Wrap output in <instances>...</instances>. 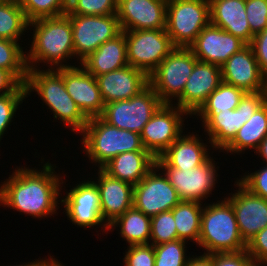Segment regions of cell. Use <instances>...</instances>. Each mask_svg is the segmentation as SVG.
Instances as JSON below:
<instances>
[{
	"label": "cell",
	"instance_id": "6da1fadb",
	"mask_svg": "<svg viewBox=\"0 0 267 266\" xmlns=\"http://www.w3.org/2000/svg\"><path fill=\"white\" fill-rule=\"evenodd\" d=\"M53 164L47 162L43 170L17 167L0 186V206L10 207L33 218H43L56 213L61 192L60 175ZM58 207V208H57Z\"/></svg>",
	"mask_w": 267,
	"mask_h": 266
},
{
	"label": "cell",
	"instance_id": "7a4b0ae2",
	"mask_svg": "<svg viewBox=\"0 0 267 266\" xmlns=\"http://www.w3.org/2000/svg\"><path fill=\"white\" fill-rule=\"evenodd\" d=\"M28 26L34 27L31 49L26 54L28 69H36L37 63L43 62L50 64V69L53 66L72 67L63 64L69 58L75 57L72 25L66 14L35 19L30 21Z\"/></svg>",
	"mask_w": 267,
	"mask_h": 266
},
{
	"label": "cell",
	"instance_id": "3957f363",
	"mask_svg": "<svg viewBox=\"0 0 267 266\" xmlns=\"http://www.w3.org/2000/svg\"><path fill=\"white\" fill-rule=\"evenodd\" d=\"M24 85L26 94L30 95L35 90L43 103L52 110L53 117L62 121L64 126L71 127L76 133H81L85 129L88 118L66 90L63 67L48 70L28 69Z\"/></svg>",
	"mask_w": 267,
	"mask_h": 266
},
{
	"label": "cell",
	"instance_id": "277c9868",
	"mask_svg": "<svg viewBox=\"0 0 267 266\" xmlns=\"http://www.w3.org/2000/svg\"><path fill=\"white\" fill-rule=\"evenodd\" d=\"M198 245L206 250V255L246 249L247 243L240 234L234 209L226 198L204 206Z\"/></svg>",
	"mask_w": 267,
	"mask_h": 266
},
{
	"label": "cell",
	"instance_id": "5b68a950",
	"mask_svg": "<svg viewBox=\"0 0 267 266\" xmlns=\"http://www.w3.org/2000/svg\"><path fill=\"white\" fill-rule=\"evenodd\" d=\"M83 136V151L89 160L101 169L118 154L130 151H147L137 132L119 129L108 124L100 116L88 119Z\"/></svg>",
	"mask_w": 267,
	"mask_h": 266
},
{
	"label": "cell",
	"instance_id": "8992f818",
	"mask_svg": "<svg viewBox=\"0 0 267 266\" xmlns=\"http://www.w3.org/2000/svg\"><path fill=\"white\" fill-rule=\"evenodd\" d=\"M209 23V0H167L166 31L175 47L189 48Z\"/></svg>",
	"mask_w": 267,
	"mask_h": 266
},
{
	"label": "cell",
	"instance_id": "52a82bcc",
	"mask_svg": "<svg viewBox=\"0 0 267 266\" xmlns=\"http://www.w3.org/2000/svg\"><path fill=\"white\" fill-rule=\"evenodd\" d=\"M197 60L190 48L176 47L149 75V85L163 104L182 95Z\"/></svg>",
	"mask_w": 267,
	"mask_h": 266
},
{
	"label": "cell",
	"instance_id": "ba28073f",
	"mask_svg": "<svg viewBox=\"0 0 267 266\" xmlns=\"http://www.w3.org/2000/svg\"><path fill=\"white\" fill-rule=\"evenodd\" d=\"M127 61L148 76L176 48L166 29L123 31Z\"/></svg>",
	"mask_w": 267,
	"mask_h": 266
},
{
	"label": "cell",
	"instance_id": "9c48e42d",
	"mask_svg": "<svg viewBox=\"0 0 267 266\" xmlns=\"http://www.w3.org/2000/svg\"><path fill=\"white\" fill-rule=\"evenodd\" d=\"M162 104L153 88L148 85L130 99L106 103L100 117L114 127L140 134Z\"/></svg>",
	"mask_w": 267,
	"mask_h": 266
},
{
	"label": "cell",
	"instance_id": "30bf717a",
	"mask_svg": "<svg viewBox=\"0 0 267 266\" xmlns=\"http://www.w3.org/2000/svg\"><path fill=\"white\" fill-rule=\"evenodd\" d=\"M66 15L72 25L74 55L78 57L80 63L100 45L114 39L122 32L117 14Z\"/></svg>",
	"mask_w": 267,
	"mask_h": 266
},
{
	"label": "cell",
	"instance_id": "8fae6325",
	"mask_svg": "<svg viewBox=\"0 0 267 266\" xmlns=\"http://www.w3.org/2000/svg\"><path fill=\"white\" fill-rule=\"evenodd\" d=\"M267 101V91L246 92L234 110L216 114L203 128L209 143L215 149L223 150L236 136L237 131Z\"/></svg>",
	"mask_w": 267,
	"mask_h": 266
},
{
	"label": "cell",
	"instance_id": "7c38bea8",
	"mask_svg": "<svg viewBox=\"0 0 267 266\" xmlns=\"http://www.w3.org/2000/svg\"><path fill=\"white\" fill-rule=\"evenodd\" d=\"M213 160L210 157L204 164L193 169H178L168 166L160 157H157L156 166L168 177L181 200L202 203L217 182L218 174Z\"/></svg>",
	"mask_w": 267,
	"mask_h": 266
},
{
	"label": "cell",
	"instance_id": "4fadbf2b",
	"mask_svg": "<svg viewBox=\"0 0 267 266\" xmlns=\"http://www.w3.org/2000/svg\"><path fill=\"white\" fill-rule=\"evenodd\" d=\"M185 110L162 104L140 133L144 148L155 158L161 156L183 133Z\"/></svg>",
	"mask_w": 267,
	"mask_h": 266
},
{
	"label": "cell",
	"instance_id": "5bb4252c",
	"mask_svg": "<svg viewBox=\"0 0 267 266\" xmlns=\"http://www.w3.org/2000/svg\"><path fill=\"white\" fill-rule=\"evenodd\" d=\"M156 171L160 169L155 165L133 188V206L149 217L170 211L181 201L168 177Z\"/></svg>",
	"mask_w": 267,
	"mask_h": 266
},
{
	"label": "cell",
	"instance_id": "9a60e30c",
	"mask_svg": "<svg viewBox=\"0 0 267 266\" xmlns=\"http://www.w3.org/2000/svg\"><path fill=\"white\" fill-rule=\"evenodd\" d=\"M66 194L60 203L72 224L86 228L100 225L104 231H109L102 218L99 191L94 181H82Z\"/></svg>",
	"mask_w": 267,
	"mask_h": 266
},
{
	"label": "cell",
	"instance_id": "2e32d148",
	"mask_svg": "<svg viewBox=\"0 0 267 266\" xmlns=\"http://www.w3.org/2000/svg\"><path fill=\"white\" fill-rule=\"evenodd\" d=\"M167 0H118L121 31L166 29Z\"/></svg>",
	"mask_w": 267,
	"mask_h": 266
},
{
	"label": "cell",
	"instance_id": "e0dca14e",
	"mask_svg": "<svg viewBox=\"0 0 267 266\" xmlns=\"http://www.w3.org/2000/svg\"><path fill=\"white\" fill-rule=\"evenodd\" d=\"M221 74L222 82L245 92L267 91V77L261 72L250 44L221 65Z\"/></svg>",
	"mask_w": 267,
	"mask_h": 266
},
{
	"label": "cell",
	"instance_id": "ac0fdd59",
	"mask_svg": "<svg viewBox=\"0 0 267 266\" xmlns=\"http://www.w3.org/2000/svg\"><path fill=\"white\" fill-rule=\"evenodd\" d=\"M237 192L226 197L231 203L243 240L248 243L258 232L267 227V200L251 193L238 180Z\"/></svg>",
	"mask_w": 267,
	"mask_h": 266
},
{
	"label": "cell",
	"instance_id": "d6986e66",
	"mask_svg": "<svg viewBox=\"0 0 267 266\" xmlns=\"http://www.w3.org/2000/svg\"><path fill=\"white\" fill-rule=\"evenodd\" d=\"M221 83V66L197 60L174 105L192 116Z\"/></svg>",
	"mask_w": 267,
	"mask_h": 266
},
{
	"label": "cell",
	"instance_id": "ffe728a7",
	"mask_svg": "<svg viewBox=\"0 0 267 266\" xmlns=\"http://www.w3.org/2000/svg\"><path fill=\"white\" fill-rule=\"evenodd\" d=\"M63 79L68 94L89 119L102 115L105 103L95 76L83 67H63Z\"/></svg>",
	"mask_w": 267,
	"mask_h": 266
},
{
	"label": "cell",
	"instance_id": "44dd1931",
	"mask_svg": "<svg viewBox=\"0 0 267 266\" xmlns=\"http://www.w3.org/2000/svg\"><path fill=\"white\" fill-rule=\"evenodd\" d=\"M246 45L238 37L209 23L189 48L199 61L221 66Z\"/></svg>",
	"mask_w": 267,
	"mask_h": 266
},
{
	"label": "cell",
	"instance_id": "7402d4cb",
	"mask_svg": "<svg viewBox=\"0 0 267 266\" xmlns=\"http://www.w3.org/2000/svg\"><path fill=\"white\" fill-rule=\"evenodd\" d=\"M104 103L127 100L149 85V76L128 65L96 77Z\"/></svg>",
	"mask_w": 267,
	"mask_h": 266
},
{
	"label": "cell",
	"instance_id": "603a6c76",
	"mask_svg": "<svg viewBox=\"0 0 267 266\" xmlns=\"http://www.w3.org/2000/svg\"><path fill=\"white\" fill-rule=\"evenodd\" d=\"M98 178L94 182L99 191L101 214L109 225L133 206L134 186L109 176L102 169H98Z\"/></svg>",
	"mask_w": 267,
	"mask_h": 266
},
{
	"label": "cell",
	"instance_id": "cb8c5ba5",
	"mask_svg": "<svg viewBox=\"0 0 267 266\" xmlns=\"http://www.w3.org/2000/svg\"><path fill=\"white\" fill-rule=\"evenodd\" d=\"M209 3L211 24L251 44L254 35L246 17L245 0H209Z\"/></svg>",
	"mask_w": 267,
	"mask_h": 266
},
{
	"label": "cell",
	"instance_id": "d4e9b609",
	"mask_svg": "<svg viewBox=\"0 0 267 266\" xmlns=\"http://www.w3.org/2000/svg\"><path fill=\"white\" fill-rule=\"evenodd\" d=\"M156 165V158L148 151H130L118 154L101 169L109 176L138 184Z\"/></svg>",
	"mask_w": 267,
	"mask_h": 266
},
{
	"label": "cell",
	"instance_id": "484cf974",
	"mask_svg": "<svg viewBox=\"0 0 267 266\" xmlns=\"http://www.w3.org/2000/svg\"><path fill=\"white\" fill-rule=\"evenodd\" d=\"M80 65L95 77L128 66L124 32L100 45Z\"/></svg>",
	"mask_w": 267,
	"mask_h": 266
},
{
	"label": "cell",
	"instance_id": "4316f807",
	"mask_svg": "<svg viewBox=\"0 0 267 266\" xmlns=\"http://www.w3.org/2000/svg\"><path fill=\"white\" fill-rule=\"evenodd\" d=\"M194 134H182L159 156L168 166L178 169H193L204 164L209 158L206 144Z\"/></svg>",
	"mask_w": 267,
	"mask_h": 266
},
{
	"label": "cell",
	"instance_id": "83f0119b",
	"mask_svg": "<svg viewBox=\"0 0 267 266\" xmlns=\"http://www.w3.org/2000/svg\"><path fill=\"white\" fill-rule=\"evenodd\" d=\"M267 136V101L259 107L252 117L237 131L234 139L222 150L241 153L245 149L256 150Z\"/></svg>",
	"mask_w": 267,
	"mask_h": 266
},
{
	"label": "cell",
	"instance_id": "f1b7e54d",
	"mask_svg": "<svg viewBox=\"0 0 267 266\" xmlns=\"http://www.w3.org/2000/svg\"><path fill=\"white\" fill-rule=\"evenodd\" d=\"M245 93L240 88L222 82L193 115L200 116L204 127L221 111L236 109Z\"/></svg>",
	"mask_w": 267,
	"mask_h": 266
},
{
	"label": "cell",
	"instance_id": "f546056e",
	"mask_svg": "<svg viewBox=\"0 0 267 266\" xmlns=\"http://www.w3.org/2000/svg\"><path fill=\"white\" fill-rule=\"evenodd\" d=\"M151 217L136 209L129 208L123 215L108 225V229L119 226L121 237L130 245L150 244Z\"/></svg>",
	"mask_w": 267,
	"mask_h": 266
},
{
	"label": "cell",
	"instance_id": "4dcf8cb0",
	"mask_svg": "<svg viewBox=\"0 0 267 266\" xmlns=\"http://www.w3.org/2000/svg\"><path fill=\"white\" fill-rule=\"evenodd\" d=\"M199 202L181 200L171 211L179 240H192L198 244L203 206Z\"/></svg>",
	"mask_w": 267,
	"mask_h": 266
},
{
	"label": "cell",
	"instance_id": "1f68e13d",
	"mask_svg": "<svg viewBox=\"0 0 267 266\" xmlns=\"http://www.w3.org/2000/svg\"><path fill=\"white\" fill-rule=\"evenodd\" d=\"M28 24L20 4L0 1V39L18 42L23 32L30 29Z\"/></svg>",
	"mask_w": 267,
	"mask_h": 266
},
{
	"label": "cell",
	"instance_id": "d6a6232c",
	"mask_svg": "<svg viewBox=\"0 0 267 266\" xmlns=\"http://www.w3.org/2000/svg\"><path fill=\"white\" fill-rule=\"evenodd\" d=\"M26 53L20 44L13 40L0 39V68L10 71L22 84H25L28 68Z\"/></svg>",
	"mask_w": 267,
	"mask_h": 266
},
{
	"label": "cell",
	"instance_id": "836d02e7",
	"mask_svg": "<svg viewBox=\"0 0 267 266\" xmlns=\"http://www.w3.org/2000/svg\"><path fill=\"white\" fill-rule=\"evenodd\" d=\"M68 5L69 0H21L20 3L29 22L39 18L64 15Z\"/></svg>",
	"mask_w": 267,
	"mask_h": 266
},
{
	"label": "cell",
	"instance_id": "e575fe53",
	"mask_svg": "<svg viewBox=\"0 0 267 266\" xmlns=\"http://www.w3.org/2000/svg\"><path fill=\"white\" fill-rule=\"evenodd\" d=\"M186 241L175 240L154 245V266H186L189 258L185 255ZM188 258V259H187Z\"/></svg>",
	"mask_w": 267,
	"mask_h": 266
},
{
	"label": "cell",
	"instance_id": "d590c367",
	"mask_svg": "<svg viewBox=\"0 0 267 266\" xmlns=\"http://www.w3.org/2000/svg\"><path fill=\"white\" fill-rule=\"evenodd\" d=\"M175 240H178V234L171 210L151 217L150 244L158 245Z\"/></svg>",
	"mask_w": 267,
	"mask_h": 266
},
{
	"label": "cell",
	"instance_id": "8d00e7d4",
	"mask_svg": "<svg viewBox=\"0 0 267 266\" xmlns=\"http://www.w3.org/2000/svg\"><path fill=\"white\" fill-rule=\"evenodd\" d=\"M118 0H69L65 14L75 15H111L117 14Z\"/></svg>",
	"mask_w": 267,
	"mask_h": 266
},
{
	"label": "cell",
	"instance_id": "74e56055",
	"mask_svg": "<svg viewBox=\"0 0 267 266\" xmlns=\"http://www.w3.org/2000/svg\"><path fill=\"white\" fill-rule=\"evenodd\" d=\"M25 97L28 98L24 84H21L12 93L0 96V141L8 126L11 124L18 106L21 105Z\"/></svg>",
	"mask_w": 267,
	"mask_h": 266
},
{
	"label": "cell",
	"instance_id": "f35d334b",
	"mask_svg": "<svg viewBox=\"0 0 267 266\" xmlns=\"http://www.w3.org/2000/svg\"><path fill=\"white\" fill-rule=\"evenodd\" d=\"M251 33L256 35L267 27V0H245Z\"/></svg>",
	"mask_w": 267,
	"mask_h": 266
},
{
	"label": "cell",
	"instance_id": "ab89813d",
	"mask_svg": "<svg viewBox=\"0 0 267 266\" xmlns=\"http://www.w3.org/2000/svg\"><path fill=\"white\" fill-rule=\"evenodd\" d=\"M123 258L124 266H154L155 250L152 244L130 245Z\"/></svg>",
	"mask_w": 267,
	"mask_h": 266
},
{
	"label": "cell",
	"instance_id": "60d3db41",
	"mask_svg": "<svg viewBox=\"0 0 267 266\" xmlns=\"http://www.w3.org/2000/svg\"><path fill=\"white\" fill-rule=\"evenodd\" d=\"M238 181L251 193L267 200V164L258 171L244 175Z\"/></svg>",
	"mask_w": 267,
	"mask_h": 266
},
{
	"label": "cell",
	"instance_id": "b9f144b4",
	"mask_svg": "<svg viewBox=\"0 0 267 266\" xmlns=\"http://www.w3.org/2000/svg\"><path fill=\"white\" fill-rule=\"evenodd\" d=\"M246 251L257 266L267 264V227L258 232L246 245Z\"/></svg>",
	"mask_w": 267,
	"mask_h": 266
},
{
	"label": "cell",
	"instance_id": "7bdbcfd3",
	"mask_svg": "<svg viewBox=\"0 0 267 266\" xmlns=\"http://www.w3.org/2000/svg\"><path fill=\"white\" fill-rule=\"evenodd\" d=\"M213 266H257L245 250L240 252L213 253Z\"/></svg>",
	"mask_w": 267,
	"mask_h": 266
},
{
	"label": "cell",
	"instance_id": "ee69618b",
	"mask_svg": "<svg viewBox=\"0 0 267 266\" xmlns=\"http://www.w3.org/2000/svg\"><path fill=\"white\" fill-rule=\"evenodd\" d=\"M251 47L261 72L267 77V27L253 36Z\"/></svg>",
	"mask_w": 267,
	"mask_h": 266
},
{
	"label": "cell",
	"instance_id": "f6af8a7d",
	"mask_svg": "<svg viewBox=\"0 0 267 266\" xmlns=\"http://www.w3.org/2000/svg\"><path fill=\"white\" fill-rule=\"evenodd\" d=\"M21 84L10 71L0 68V96L14 92Z\"/></svg>",
	"mask_w": 267,
	"mask_h": 266
},
{
	"label": "cell",
	"instance_id": "bcb514c9",
	"mask_svg": "<svg viewBox=\"0 0 267 266\" xmlns=\"http://www.w3.org/2000/svg\"><path fill=\"white\" fill-rule=\"evenodd\" d=\"M193 257V258H192ZM186 266H213V254H202L200 256H192Z\"/></svg>",
	"mask_w": 267,
	"mask_h": 266
},
{
	"label": "cell",
	"instance_id": "7dc6e473",
	"mask_svg": "<svg viewBox=\"0 0 267 266\" xmlns=\"http://www.w3.org/2000/svg\"><path fill=\"white\" fill-rule=\"evenodd\" d=\"M50 258V260L49 259H40V260H35V261H33V262H28V264L27 263H23L22 265H18V266H51L57 259H54L52 256H50L49 257ZM11 266V265H10ZM17 266V265H16Z\"/></svg>",
	"mask_w": 267,
	"mask_h": 266
},
{
	"label": "cell",
	"instance_id": "c3c4849f",
	"mask_svg": "<svg viewBox=\"0 0 267 266\" xmlns=\"http://www.w3.org/2000/svg\"><path fill=\"white\" fill-rule=\"evenodd\" d=\"M254 153L260 155L261 159H263V163L265 161V164H267V136L262 140Z\"/></svg>",
	"mask_w": 267,
	"mask_h": 266
},
{
	"label": "cell",
	"instance_id": "681fc988",
	"mask_svg": "<svg viewBox=\"0 0 267 266\" xmlns=\"http://www.w3.org/2000/svg\"><path fill=\"white\" fill-rule=\"evenodd\" d=\"M2 2H12V3H18L20 4L21 3V0H0Z\"/></svg>",
	"mask_w": 267,
	"mask_h": 266
},
{
	"label": "cell",
	"instance_id": "f907efd6",
	"mask_svg": "<svg viewBox=\"0 0 267 266\" xmlns=\"http://www.w3.org/2000/svg\"><path fill=\"white\" fill-rule=\"evenodd\" d=\"M51 266H64L61 263H59L57 260L51 265Z\"/></svg>",
	"mask_w": 267,
	"mask_h": 266
}]
</instances>
